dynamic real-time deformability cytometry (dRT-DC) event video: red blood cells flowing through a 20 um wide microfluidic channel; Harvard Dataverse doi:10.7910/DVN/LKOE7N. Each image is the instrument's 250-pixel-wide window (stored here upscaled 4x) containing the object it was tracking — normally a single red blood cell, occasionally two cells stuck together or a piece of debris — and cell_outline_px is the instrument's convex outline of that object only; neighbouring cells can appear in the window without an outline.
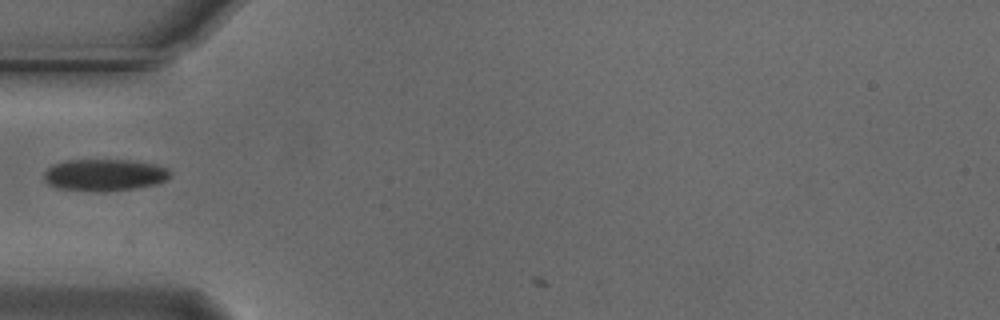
{"species": "Egyptian fruit bat (a non-hibernating species)", "species_latin": "Rousettus aegyptiacus", "temperature_condition": "cold", "stored_images_in_passage": 2, "camera_frame_rate_fps": 3000, "um_per_image_px": 0.085, "animal": {"sex": "male"}, "frame": {"image": 1, "passage_image": 1, "time_ms": 0.0, "image_size_px": [1000, 320], "cell_outline_px": [[172, 176], [156, 184], [136, 188], [108, 192], [92, 192], [56, 188], [48, 184], [44, 180], [44, 172], [52, 164], [64, 160], [132, 160], [156, 164], [168, 168], [172, 172]], "centroid_in_image_um": [8.88, 14.88], "position_along_channel_um": 76.1, "area_um2": 23.99}}